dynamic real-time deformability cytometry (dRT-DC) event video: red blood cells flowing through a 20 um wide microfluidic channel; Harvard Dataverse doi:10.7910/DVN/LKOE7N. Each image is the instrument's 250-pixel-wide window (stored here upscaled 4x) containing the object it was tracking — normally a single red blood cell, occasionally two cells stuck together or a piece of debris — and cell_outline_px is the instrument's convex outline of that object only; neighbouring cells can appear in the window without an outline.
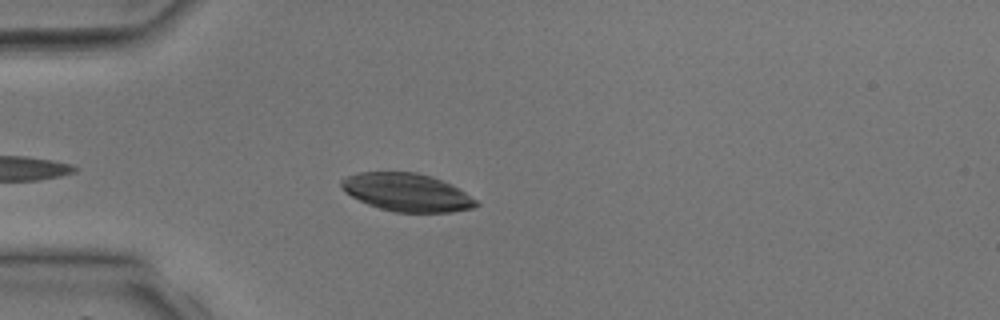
{"species": "common noctule bat (a hibernating species)", "species_latin": "Nyctalus noctula", "temperature_condition": "room temperature", "stored_images_in_passage": 30, "camera_frame_rate_fps": 3000, "um_per_image_px": 0.085, "animal": {"sex": "male", "body_mass_g": 17.9, "forearm_length_mm": 54.2}, "frame": {"image": 1, "passage_image": 4, "time_ms": 1.0, "image_size_px": [1000, 320], "cell_outline_px": [[480, 204], [472, 208], [452, 212], [396, 212], [380, 208], [368, 204], [344, 192], [340, 184], [340, 180], [348, 176], [360, 172], [416, 172], [432, 176], [452, 184], [476, 200]], "centroid_in_image_um": [34.58, 16.34], "position_along_channel_um": 50.4, "area_um2": 29.71}}
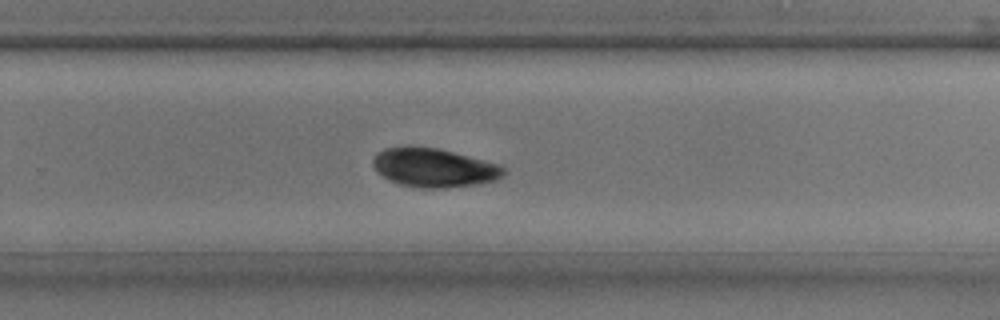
{"frame": {"image": 2, "passage_image": 19, "time_ms": 6.0, "image_size_px": [1000, 320], "cell_outline_px": [[508, 172], [504, 176], [496, 180], [480, 184], [444, 188], [420, 188], [400, 184], [388, 180], [376, 172], [372, 164], [372, 160], [376, 152], [384, 148], [436, 148], [500, 164]], "centroid_in_image_um": [36.9, 14.29], "position_along_channel_um": 292.9, "area_um2": 29.48}}
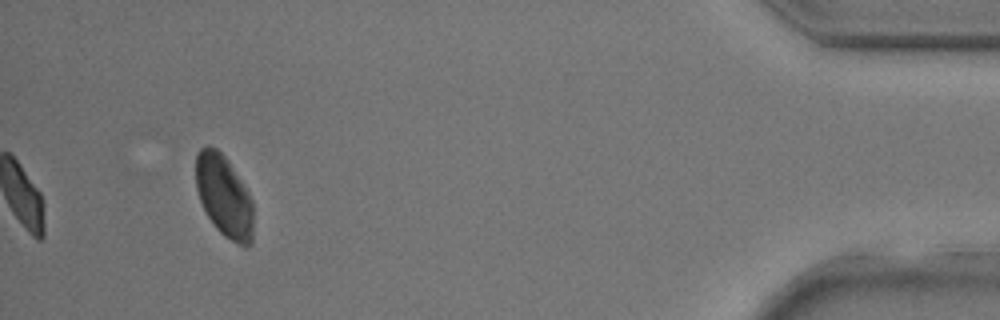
{"frame": {"image": 3, "passage_image": 30, "time_ms": 9.667, "image_size_px": [1000, 320], "cell_outline_px": [[252, 244], [244, 248], [236, 244], [224, 236], [216, 228], [208, 216], [200, 200], [196, 188], [196, 152], [200, 148], [208, 144], [216, 148], [228, 160], [248, 192], [252, 200]], "centroid_in_image_um": [19.04, 16.67], "position_along_channel_um": 416.2, "area_um2": 27.46}}